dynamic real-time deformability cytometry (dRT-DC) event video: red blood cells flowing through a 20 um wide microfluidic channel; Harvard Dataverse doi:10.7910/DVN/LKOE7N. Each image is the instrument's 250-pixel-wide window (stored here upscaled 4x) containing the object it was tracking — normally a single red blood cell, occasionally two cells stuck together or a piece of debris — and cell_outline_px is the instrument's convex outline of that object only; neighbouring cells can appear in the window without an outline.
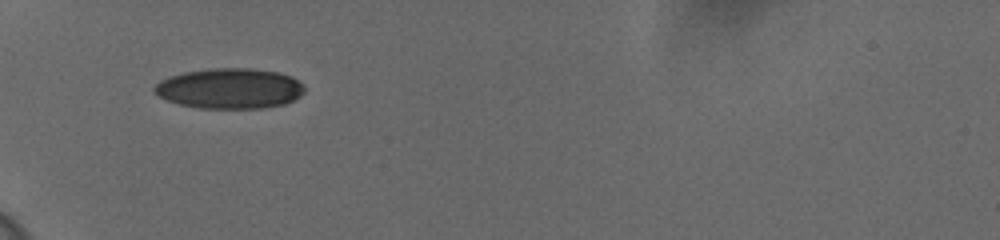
{"species": "human", "species_latin": "Homo sapiens", "temperature_condition": "cold", "stored_images_in_passage": 38, "camera_frame_rate_fps": 3000, "um_per_image_px": 0.085, "donor": {"sex": "female"}, "frame": {"image": 1, "passage_image": 1, "time_ms": 0.0, "image_size_px": [1000, 240], "cell_outline_px": [[304, 92], [300, 96], [284, 104], [260, 108], [200, 108], [180, 104], [168, 100], [160, 96], [152, 88], [160, 80], [168, 76], [184, 72], [212, 68], [248, 68], [276, 72], [292, 76], [304, 84]], "centroid_in_image_um": [19.53, 7.51], "position_along_channel_um": 65.5, "area_um2": 35.2}}
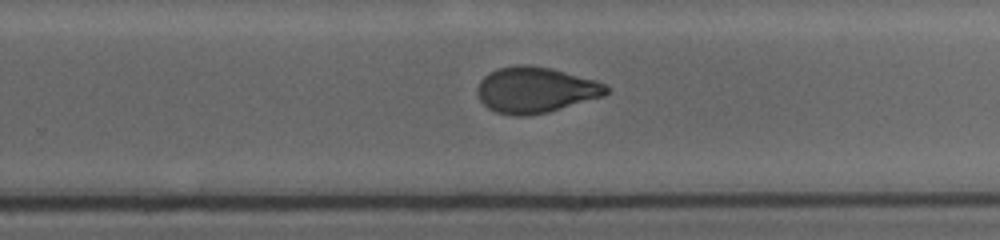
{"frame": {"image": 2, "passage_image": 20, "time_ms": 6.333, "image_size_px": [1000, 240], "cell_outline_px": [[608, 92], [604, 96], [548, 112], [528, 116], [512, 116], [496, 112], [488, 108], [480, 100], [476, 92], [476, 88], [480, 80], [484, 76], [500, 68], [516, 64], [528, 64], [552, 68], [596, 80], [604, 84], [608, 88]], "centroid_in_image_um": [45.5, 7.64], "position_along_channel_um": 284.3, "area_um2": 34.62}}
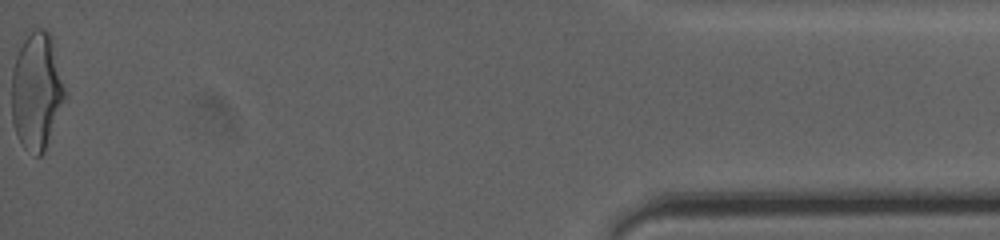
{"frame": {"image": 3, "passage_image": 38, "time_ms": 12.333, "image_size_px": [1000, 240], "cell_outline_px": [[68, 96], [44, 152], [40, 156], [36, 156], [24, 148], [16, 132], [12, 120], [12, 72], [16, 56], [32, 24], [44, 28], [52, 36], [68, 92]], "centroid_in_image_um": [3.17, 7.68], "position_along_channel_um": 432.0, "area_um2": 37.4}, "authors_computed_cell_mechanics": {"area_um2": 34.9112, "velocity_mm_per_s": 3.6359, "shape_relaxation_time_tau1_ms": 5.9628, "shape_relaxation_time_tau2_ms": 1.4835, "deformation_change_tau1": 0.1659, "deformation_change_tau2": 0.0667}}